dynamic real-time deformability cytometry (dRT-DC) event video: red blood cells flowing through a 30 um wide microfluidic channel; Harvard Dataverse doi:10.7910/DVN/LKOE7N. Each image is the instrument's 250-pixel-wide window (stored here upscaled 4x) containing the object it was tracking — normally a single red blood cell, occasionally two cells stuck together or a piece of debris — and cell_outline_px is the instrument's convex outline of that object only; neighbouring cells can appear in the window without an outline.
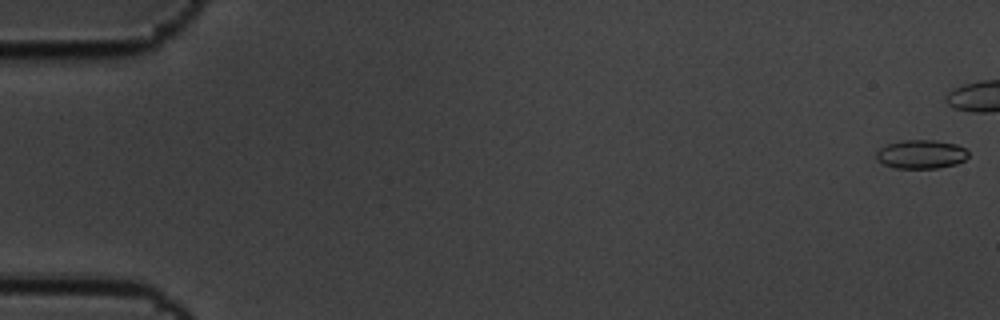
{"species": "common noctule bat (a hibernating species)", "species_latin": "Nyctalus noctula", "temperature_condition": "cold", "stored_images_in_passage": 7, "camera_frame_rate_fps": 3000, "um_per_image_px": 0.085, "animal": {"sex": "male", "body_mass_g": 19.5, "forearm_length_mm": 54.6}, "frame": {"image": 1, "passage_image": 1, "time_ms": 0.0, "image_size_px": [1000, 320], "cell_outline_px": [[968, 156], [964, 160], [956, 164], [936, 168], [896, 168], [884, 164], [876, 160], [876, 152], [880, 148], [888, 144], [900, 140], [936, 140], [956, 144], [964, 148], [968, 152]], "centroid_in_image_um": [78.28, 13.1], "position_along_channel_um": 6.7, "area_um2": 15.43}}
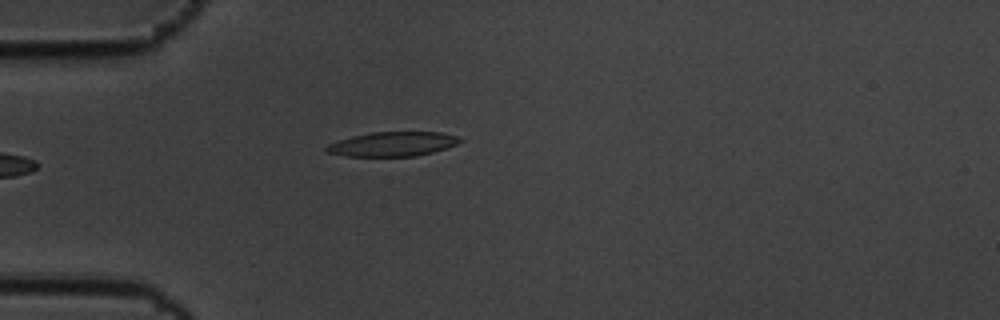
{"frame": {"image": 2, "passage_image": 7, "time_ms": 2.0, "image_size_px": [1000, 320], "cell_outline_px": [[464, 140], [456, 144], [432, 152], [416, 156], [344, 156], [324, 152], [324, 148], [328, 144], [352, 136], [372, 132], [440, 132], [456, 136]], "centroid_in_image_um": [33.33, 12.24], "position_along_channel_um": 51.7, "area_um2": 18.9}}